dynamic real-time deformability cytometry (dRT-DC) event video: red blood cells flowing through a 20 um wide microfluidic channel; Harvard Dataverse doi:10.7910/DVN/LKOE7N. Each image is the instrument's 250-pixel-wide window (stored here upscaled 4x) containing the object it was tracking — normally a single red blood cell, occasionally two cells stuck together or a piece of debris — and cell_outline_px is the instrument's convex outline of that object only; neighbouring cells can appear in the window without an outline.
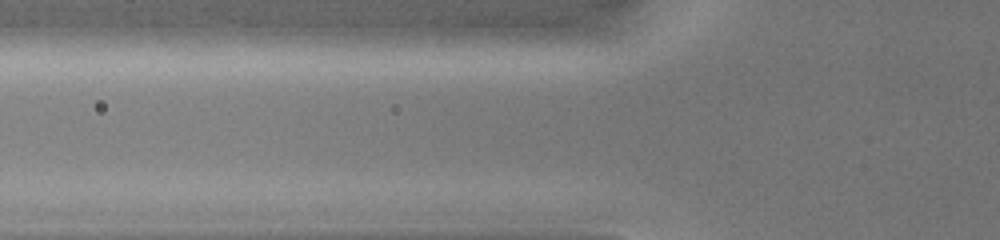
{"species": "common noctule bat (a hibernating species)", "species_latin": "Nyctalus noctula", "temperature_condition": "warm", "stored_images_in_passage": 4, "camera_frame_rate_fps": 3000, "um_per_image_px": 0.085, "animal": {"sex": "female", "body_mass_g": 19.0, "forearm_length_mm": 51.5}, "frame": {"image": 1, "passage_image": 3, "time_ms": 0.667, "image_size_px": [1000, 240], "cell_outline_px": [[592, 44], [548, 48], [452, 52], [404, 48], [396, 44], [392, 40], [400, 32], [472, 24], [576, 24], [592, 40]], "centroid_in_image_um": [41.94, 3.19], "position_along_channel_um": 83.9, "area_um2": 32.14}}